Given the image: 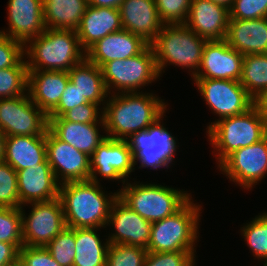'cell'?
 I'll return each instance as SVG.
<instances>
[{"label":"cell","mask_w":267,"mask_h":266,"mask_svg":"<svg viewBox=\"0 0 267 266\" xmlns=\"http://www.w3.org/2000/svg\"><path fill=\"white\" fill-rule=\"evenodd\" d=\"M97 230L99 228H74L76 253L73 266H106L109 242L106 239L103 244Z\"/></svg>","instance_id":"obj_30"},{"label":"cell","mask_w":267,"mask_h":266,"mask_svg":"<svg viewBox=\"0 0 267 266\" xmlns=\"http://www.w3.org/2000/svg\"><path fill=\"white\" fill-rule=\"evenodd\" d=\"M148 128L139 132L133 133L125 141L131 150H143L148 148Z\"/></svg>","instance_id":"obj_46"},{"label":"cell","mask_w":267,"mask_h":266,"mask_svg":"<svg viewBox=\"0 0 267 266\" xmlns=\"http://www.w3.org/2000/svg\"><path fill=\"white\" fill-rule=\"evenodd\" d=\"M85 103H88V101L83 97L77 86L69 80L57 107L48 115V117H60L69 109Z\"/></svg>","instance_id":"obj_44"},{"label":"cell","mask_w":267,"mask_h":266,"mask_svg":"<svg viewBox=\"0 0 267 266\" xmlns=\"http://www.w3.org/2000/svg\"><path fill=\"white\" fill-rule=\"evenodd\" d=\"M100 183L91 180L60 184L59 200L62 204L66 227L105 228L118 192L105 195Z\"/></svg>","instance_id":"obj_2"},{"label":"cell","mask_w":267,"mask_h":266,"mask_svg":"<svg viewBox=\"0 0 267 266\" xmlns=\"http://www.w3.org/2000/svg\"><path fill=\"white\" fill-rule=\"evenodd\" d=\"M225 40L230 47L247 54H267V17L229 19Z\"/></svg>","instance_id":"obj_24"},{"label":"cell","mask_w":267,"mask_h":266,"mask_svg":"<svg viewBox=\"0 0 267 266\" xmlns=\"http://www.w3.org/2000/svg\"><path fill=\"white\" fill-rule=\"evenodd\" d=\"M122 29L119 9L88 5L76 32L80 46L86 52L98 40Z\"/></svg>","instance_id":"obj_25"},{"label":"cell","mask_w":267,"mask_h":266,"mask_svg":"<svg viewBox=\"0 0 267 266\" xmlns=\"http://www.w3.org/2000/svg\"><path fill=\"white\" fill-rule=\"evenodd\" d=\"M20 207L28 203L48 201L59 196L60 183L49 163L17 171Z\"/></svg>","instance_id":"obj_19"},{"label":"cell","mask_w":267,"mask_h":266,"mask_svg":"<svg viewBox=\"0 0 267 266\" xmlns=\"http://www.w3.org/2000/svg\"><path fill=\"white\" fill-rule=\"evenodd\" d=\"M69 80L67 71H28L27 92L48 116L57 107Z\"/></svg>","instance_id":"obj_23"},{"label":"cell","mask_w":267,"mask_h":266,"mask_svg":"<svg viewBox=\"0 0 267 266\" xmlns=\"http://www.w3.org/2000/svg\"><path fill=\"white\" fill-rule=\"evenodd\" d=\"M32 206L28 217L21 208L23 245L45 247L66 228L64 212L59 197L48 201L28 203Z\"/></svg>","instance_id":"obj_10"},{"label":"cell","mask_w":267,"mask_h":266,"mask_svg":"<svg viewBox=\"0 0 267 266\" xmlns=\"http://www.w3.org/2000/svg\"><path fill=\"white\" fill-rule=\"evenodd\" d=\"M241 231L253 255L267 264V213L253 218Z\"/></svg>","instance_id":"obj_33"},{"label":"cell","mask_w":267,"mask_h":266,"mask_svg":"<svg viewBox=\"0 0 267 266\" xmlns=\"http://www.w3.org/2000/svg\"><path fill=\"white\" fill-rule=\"evenodd\" d=\"M88 5L93 7H110L119 9L123 0H87Z\"/></svg>","instance_id":"obj_48"},{"label":"cell","mask_w":267,"mask_h":266,"mask_svg":"<svg viewBox=\"0 0 267 266\" xmlns=\"http://www.w3.org/2000/svg\"><path fill=\"white\" fill-rule=\"evenodd\" d=\"M147 249L125 244H109L106 266H143Z\"/></svg>","instance_id":"obj_35"},{"label":"cell","mask_w":267,"mask_h":266,"mask_svg":"<svg viewBox=\"0 0 267 266\" xmlns=\"http://www.w3.org/2000/svg\"><path fill=\"white\" fill-rule=\"evenodd\" d=\"M9 31L0 34L20 41L24 45L45 31L43 0H9Z\"/></svg>","instance_id":"obj_17"},{"label":"cell","mask_w":267,"mask_h":266,"mask_svg":"<svg viewBox=\"0 0 267 266\" xmlns=\"http://www.w3.org/2000/svg\"><path fill=\"white\" fill-rule=\"evenodd\" d=\"M99 109L101 110L102 108H99L98 104L88 102L69 109L62 115V117L67 121H72L75 123H99L105 131L103 111L100 113L98 111Z\"/></svg>","instance_id":"obj_41"},{"label":"cell","mask_w":267,"mask_h":266,"mask_svg":"<svg viewBox=\"0 0 267 266\" xmlns=\"http://www.w3.org/2000/svg\"><path fill=\"white\" fill-rule=\"evenodd\" d=\"M209 1L214 2L215 4L222 5L228 9H230L234 0H209Z\"/></svg>","instance_id":"obj_50"},{"label":"cell","mask_w":267,"mask_h":266,"mask_svg":"<svg viewBox=\"0 0 267 266\" xmlns=\"http://www.w3.org/2000/svg\"><path fill=\"white\" fill-rule=\"evenodd\" d=\"M149 44L128 30L110 33L86 51V58L102 67L112 60H123L140 54Z\"/></svg>","instance_id":"obj_20"},{"label":"cell","mask_w":267,"mask_h":266,"mask_svg":"<svg viewBox=\"0 0 267 266\" xmlns=\"http://www.w3.org/2000/svg\"><path fill=\"white\" fill-rule=\"evenodd\" d=\"M19 260L24 266H60L45 247L23 246Z\"/></svg>","instance_id":"obj_43"},{"label":"cell","mask_w":267,"mask_h":266,"mask_svg":"<svg viewBox=\"0 0 267 266\" xmlns=\"http://www.w3.org/2000/svg\"><path fill=\"white\" fill-rule=\"evenodd\" d=\"M239 82L253 99L266 90L267 54L244 55Z\"/></svg>","instance_id":"obj_31"},{"label":"cell","mask_w":267,"mask_h":266,"mask_svg":"<svg viewBox=\"0 0 267 266\" xmlns=\"http://www.w3.org/2000/svg\"><path fill=\"white\" fill-rule=\"evenodd\" d=\"M27 86L28 69L24 59L15 67L0 70V99L25 95Z\"/></svg>","instance_id":"obj_32"},{"label":"cell","mask_w":267,"mask_h":266,"mask_svg":"<svg viewBox=\"0 0 267 266\" xmlns=\"http://www.w3.org/2000/svg\"><path fill=\"white\" fill-rule=\"evenodd\" d=\"M101 71L109 96L112 88L120 93L137 92L160 76L151 45L137 56L105 63Z\"/></svg>","instance_id":"obj_8"},{"label":"cell","mask_w":267,"mask_h":266,"mask_svg":"<svg viewBox=\"0 0 267 266\" xmlns=\"http://www.w3.org/2000/svg\"><path fill=\"white\" fill-rule=\"evenodd\" d=\"M148 127V148L143 150H131L134 166L139 161V168L150 167L157 170L160 167L168 168L173 164L172 160L177 151L176 140L173 135L161 124V118Z\"/></svg>","instance_id":"obj_22"},{"label":"cell","mask_w":267,"mask_h":266,"mask_svg":"<svg viewBox=\"0 0 267 266\" xmlns=\"http://www.w3.org/2000/svg\"><path fill=\"white\" fill-rule=\"evenodd\" d=\"M112 92L102 109L109 138L125 140L133 133L146 130L165 113L167 104L152 93Z\"/></svg>","instance_id":"obj_1"},{"label":"cell","mask_w":267,"mask_h":266,"mask_svg":"<svg viewBox=\"0 0 267 266\" xmlns=\"http://www.w3.org/2000/svg\"><path fill=\"white\" fill-rule=\"evenodd\" d=\"M29 44V45H28ZM28 71H69L85 57L75 30L50 29L24 45Z\"/></svg>","instance_id":"obj_3"},{"label":"cell","mask_w":267,"mask_h":266,"mask_svg":"<svg viewBox=\"0 0 267 266\" xmlns=\"http://www.w3.org/2000/svg\"><path fill=\"white\" fill-rule=\"evenodd\" d=\"M191 200L175 214L152 223L148 252L195 250L201 207Z\"/></svg>","instance_id":"obj_7"},{"label":"cell","mask_w":267,"mask_h":266,"mask_svg":"<svg viewBox=\"0 0 267 266\" xmlns=\"http://www.w3.org/2000/svg\"><path fill=\"white\" fill-rule=\"evenodd\" d=\"M229 17L240 20L267 17V0H234Z\"/></svg>","instance_id":"obj_40"},{"label":"cell","mask_w":267,"mask_h":266,"mask_svg":"<svg viewBox=\"0 0 267 266\" xmlns=\"http://www.w3.org/2000/svg\"><path fill=\"white\" fill-rule=\"evenodd\" d=\"M125 184L118 197L150 223L175 214L192 198L186 191L159 184Z\"/></svg>","instance_id":"obj_6"},{"label":"cell","mask_w":267,"mask_h":266,"mask_svg":"<svg viewBox=\"0 0 267 266\" xmlns=\"http://www.w3.org/2000/svg\"><path fill=\"white\" fill-rule=\"evenodd\" d=\"M46 148L48 163L60 184L90 180V156L61 141L49 129Z\"/></svg>","instance_id":"obj_14"},{"label":"cell","mask_w":267,"mask_h":266,"mask_svg":"<svg viewBox=\"0 0 267 266\" xmlns=\"http://www.w3.org/2000/svg\"><path fill=\"white\" fill-rule=\"evenodd\" d=\"M218 167L230 181L244 189H252L267 174V136L234 151Z\"/></svg>","instance_id":"obj_12"},{"label":"cell","mask_w":267,"mask_h":266,"mask_svg":"<svg viewBox=\"0 0 267 266\" xmlns=\"http://www.w3.org/2000/svg\"><path fill=\"white\" fill-rule=\"evenodd\" d=\"M195 252H148L143 266H194Z\"/></svg>","instance_id":"obj_39"},{"label":"cell","mask_w":267,"mask_h":266,"mask_svg":"<svg viewBox=\"0 0 267 266\" xmlns=\"http://www.w3.org/2000/svg\"><path fill=\"white\" fill-rule=\"evenodd\" d=\"M45 248L60 266H73L76 253L74 228L63 229Z\"/></svg>","instance_id":"obj_36"},{"label":"cell","mask_w":267,"mask_h":266,"mask_svg":"<svg viewBox=\"0 0 267 266\" xmlns=\"http://www.w3.org/2000/svg\"><path fill=\"white\" fill-rule=\"evenodd\" d=\"M229 9L209 0H191L188 18L184 23L207 41L226 38Z\"/></svg>","instance_id":"obj_18"},{"label":"cell","mask_w":267,"mask_h":266,"mask_svg":"<svg viewBox=\"0 0 267 266\" xmlns=\"http://www.w3.org/2000/svg\"><path fill=\"white\" fill-rule=\"evenodd\" d=\"M4 162L16 172L40 163H48L46 135L6 136Z\"/></svg>","instance_id":"obj_26"},{"label":"cell","mask_w":267,"mask_h":266,"mask_svg":"<svg viewBox=\"0 0 267 266\" xmlns=\"http://www.w3.org/2000/svg\"><path fill=\"white\" fill-rule=\"evenodd\" d=\"M20 248L11 243L0 242V266H8L19 259Z\"/></svg>","instance_id":"obj_45"},{"label":"cell","mask_w":267,"mask_h":266,"mask_svg":"<svg viewBox=\"0 0 267 266\" xmlns=\"http://www.w3.org/2000/svg\"><path fill=\"white\" fill-rule=\"evenodd\" d=\"M70 81L77 86L83 97L99 106H105L108 91L106 89L101 68L86 57L68 71Z\"/></svg>","instance_id":"obj_29"},{"label":"cell","mask_w":267,"mask_h":266,"mask_svg":"<svg viewBox=\"0 0 267 266\" xmlns=\"http://www.w3.org/2000/svg\"><path fill=\"white\" fill-rule=\"evenodd\" d=\"M0 242L24 246L21 208L0 207Z\"/></svg>","instance_id":"obj_34"},{"label":"cell","mask_w":267,"mask_h":266,"mask_svg":"<svg viewBox=\"0 0 267 266\" xmlns=\"http://www.w3.org/2000/svg\"><path fill=\"white\" fill-rule=\"evenodd\" d=\"M160 20L164 24L185 23L191 0H154Z\"/></svg>","instance_id":"obj_38"},{"label":"cell","mask_w":267,"mask_h":266,"mask_svg":"<svg viewBox=\"0 0 267 266\" xmlns=\"http://www.w3.org/2000/svg\"><path fill=\"white\" fill-rule=\"evenodd\" d=\"M48 116L38 108L27 94L0 99V132L5 136L46 135Z\"/></svg>","instance_id":"obj_9"},{"label":"cell","mask_w":267,"mask_h":266,"mask_svg":"<svg viewBox=\"0 0 267 266\" xmlns=\"http://www.w3.org/2000/svg\"><path fill=\"white\" fill-rule=\"evenodd\" d=\"M87 6V0H43L46 28L76 31Z\"/></svg>","instance_id":"obj_28"},{"label":"cell","mask_w":267,"mask_h":266,"mask_svg":"<svg viewBox=\"0 0 267 266\" xmlns=\"http://www.w3.org/2000/svg\"><path fill=\"white\" fill-rule=\"evenodd\" d=\"M0 207L20 208L17 172L4 161L0 163Z\"/></svg>","instance_id":"obj_37"},{"label":"cell","mask_w":267,"mask_h":266,"mask_svg":"<svg viewBox=\"0 0 267 266\" xmlns=\"http://www.w3.org/2000/svg\"><path fill=\"white\" fill-rule=\"evenodd\" d=\"M8 266H24L23 263L18 259L16 262L9 264Z\"/></svg>","instance_id":"obj_51"},{"label":"cell","mask_w":267,"mask_h":266,"mask_svg":"<svg viewBox=\"0 0 267 266\" xmlns=\"http://www.w3.org/2000/svg\"><path fill=\"white\" fill-rule=\"evenodd\" d=\"M108 224L115 229L108 237L109 244H125L147 249L152 223L127 206L119 197L112 205L107 226Z\"/></svg>","instance_id":"obj_16"},{"label":"cell","mask_w":267,"mask_h":266,"mask_svg":"<svg viewBox=\"0 0 267 266\" xmlns=\"http://www.w3.org/2000/svg\"><path fill=\"white\" fill-rule=\"evenodd\" d=\"M243 58L244 56L230 47L225 39L207 41L203 49L200 68L193 79L239 81Z\"/></svg>","instance_id":"obj_15"},{"label":"cell","mask_w":267,"mask_h":266,"mask_svg":"<svg viewBox=\"0 0 267 266\" xmlns=\"http://www.w3.org/2000/svg\"><path fill=\"white\" fill-rule=\"evenodd\" d=\"M119 11L123 29L140 36L149 45L164 25L154 0H123Z\"/></svg>","instance_id":"obj_21"},{"label":"cell","mask_w":267,"mask_h":266,"mask_svg":"<svg viewBox=\"0 0 267 266\" xmlns=\"http://www.w3.org/2000/svg\"><path fill=\"white\" fill-rule=\"evenodd\" d=\"M258 110L262 120L267 127V89L262 91L256 98H254V104Z\"/></svg>","instance_id":"obj_47"},{"label":"cell","mask_w":267,"mask_h":266,"mask_svg":"<svg viewBox=\"0 0 267 266\" xmlns=\"http://www.w3.org/2000/svg\"><path fill=\"white\" fill-rule=\"evenodd\" d=\"M49 130L61 141L91 156L107 137L100 135L98 123H75L60 117H48Z\"/></svg>","instance_id":"obj_27"},{"label":"cell","mask_w":267,"mask_h":266,"mask_svg":"<svg viewBox=\"0 0 267 266\" xmlns=\"http://www.w3.org/2000/svg\"><path fill=\"white\" fill-rule=\"evenodd\" d=\"M5 140L6 136L0 132V163L4 161L5 157Z\"/></svg>","instance_id":"obj_49"},{"label":"cell","mask_w":267,"mask_h":266,"mask_svg":"<svg viewBox=\"0 0 267 266\" xmlns=\"http://www.w3.org/2000/svg\"><path fill=\"white\" fill-rule=\"evenodd\" d=\"M206 131L219 165L234 151L267 136V127L254 105L242 114L211 122Z\"/></svg>","instance_id":"obj_5"},{"label":"cell","mask_w":267,"mask_h":266,"mask_svg":"<svg viewBox=\"0 0 267 266\" xmlns=\"http://www.w3.org/2000/svg\"><path fill=\"white\" fill-rule=\"evenodd\" d=\"M206 42L207 40L198 36L184 23L164 24L150 44L159 75L169 63L184 69L189 68L194 77L200 68Z\"/></svg>","instance_id":"obj_4"},{"label":"cell","mask_w":267,"mask_h":266,"mask_svg":"<svg viewBox=\"0 0 267 266\" xmlns=\"http://www.w3.org/2000/svg\"><path fill=\"white\" fill-rule=\"evenodd\" d=\"M133 170V155L125 140L106 137L90 156V180L96 183L98 173L105 179H122L124 185Z\"/></svg>","instance_id":"obj_13"},{"label":"cell","mask_w":267,"mask_h":266,"mask_svg":"<svg viewBox=\"0 0 267 266\" xmlns=\"http://www.w3.org/2000/svg\"><path fill=\"white\" fill-rule=\"evenodd\" d=\"M24 57V44L0 34V70L17 66Z\"/></svg>","instance_id":"obj_42"},{"label":"cell","mask_w":267,"mask_h":266,"mask_svg":"<svg viewBox=\"0 0 267 266\" xmlns=\"http://www.w3.org/2000/svg\"><path fill=\"white\" fill-rule=\"evenodd\" d=\"M201 96L219 119L242 114L249 110L254 99L236 80L194 79Z\"/></svg>","instance_id":"obj_11"}]
</instances>
